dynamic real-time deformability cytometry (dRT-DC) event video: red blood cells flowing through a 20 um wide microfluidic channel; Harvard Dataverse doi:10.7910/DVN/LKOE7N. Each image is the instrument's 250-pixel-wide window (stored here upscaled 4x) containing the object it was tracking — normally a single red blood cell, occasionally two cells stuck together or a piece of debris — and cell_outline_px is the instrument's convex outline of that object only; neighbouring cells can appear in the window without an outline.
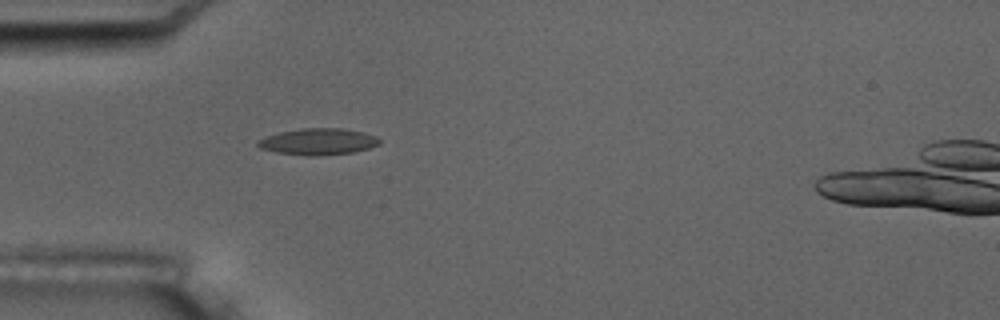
{"species": "common noctule bat (a hibernating species)", "species_latin": "Nyctalus noctula", "temperature_condition": "room temperature", "stored_images_in_passage": 7, "camera_frame_rate_fps": 3000, "um_per_image_px": 0.085, "animal": {"sex": "male", "body_mass_g": 17.5, "forearm_length_mm": 52.3}, "frame": {"image": 1, "passage_image": 6, "time_ms": 5.667, "image_size_px": [1000, 320], "cell_outline_px": [[380, 144], [368, 148], [352, 152], [312, 156], [276, 152], [260, 148], [256, 144], [256, 140], [280, 132], [300, 128], [340, 128], [364, 132], [376, 136], [380, 140]], "centroid_in_image_um": [27.03, 12.03], "position_along_channel_um": 58.0, "area_um2": 18.61}}